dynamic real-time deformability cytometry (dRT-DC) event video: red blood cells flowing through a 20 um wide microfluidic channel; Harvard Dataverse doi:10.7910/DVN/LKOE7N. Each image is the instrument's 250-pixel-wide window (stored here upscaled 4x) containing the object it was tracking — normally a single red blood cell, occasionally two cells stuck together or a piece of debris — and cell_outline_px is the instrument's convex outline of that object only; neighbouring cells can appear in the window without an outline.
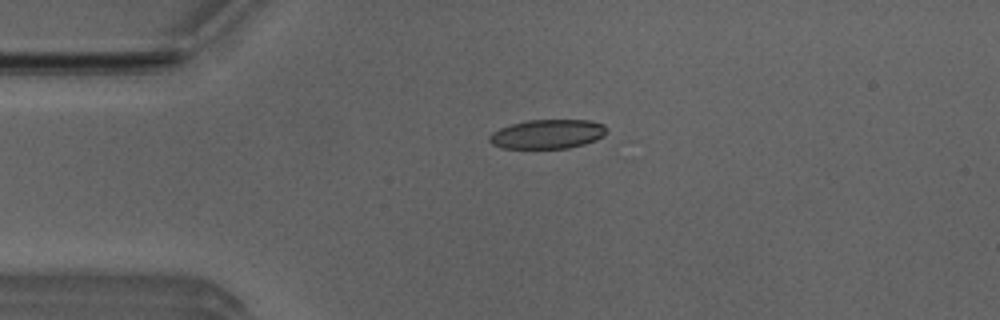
{"species": "Egyptian fruit bat (a non-hibernating species)", "species_latin": "Rousettus aegyptiacus", "temperature_condition": "room temperature", "stored_images_in_passage": 3, "camera_frame_rate_fps": 3000, "um_per_image_px": 0.085, "animal": {"sex": "male"}, "frame": {"image": 1, "passage_image": 2, "time_ms": 0.333, "image_size_px": [1000, 320], "cell_outline_px": [[608, 128], [604, 136], [596, 140], [584, 144], [568, 148], [500, 148], [492, 144], [488, 140], [488, 136], [492, 132], [500, 128], [512, 124], [528, 120], [588, 120], [604, 124]], "centroid_in_image_um": [46.54, 11.4], "position_along_channel_um": 38.5, "area_um2": 20.06}}